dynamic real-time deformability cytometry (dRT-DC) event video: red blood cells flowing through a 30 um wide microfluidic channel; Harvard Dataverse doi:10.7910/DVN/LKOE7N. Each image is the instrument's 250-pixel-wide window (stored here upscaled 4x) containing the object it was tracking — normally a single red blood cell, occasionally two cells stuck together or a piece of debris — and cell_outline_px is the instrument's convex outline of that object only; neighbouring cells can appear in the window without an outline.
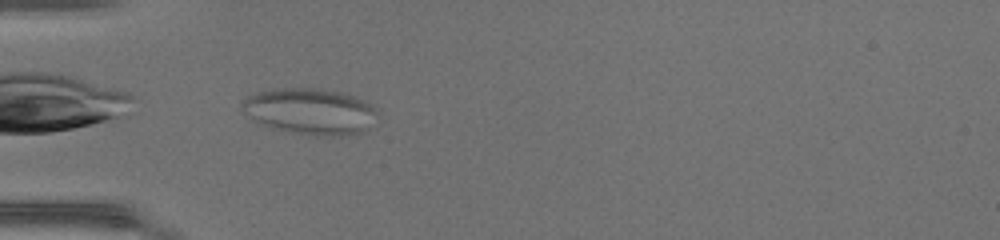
{"species": "common noctule bat (a hibernating species)", "species_latin": "Nyctalus noctula", "temperature_condition": "warm", "stored_images_in_passage": 26, "camera_frame_rate_fps": 3000, "um_per_image_px": 0.085, "animal": {"sex": "female", "body_mass_g": 17.0, "forearm_length_mm": 48.0}, "frame": {"image": 1, "passage_image": 2, "time_ms": 0.333, "image_size_px": [1000, 240], "cell_outline_px": [[376, 112], [368, 128], [364, 132], [340, 136], [312, 136], [288, 132], [272, 128], [260, 124], [252, 120], [240, 108], [240, 104], [248, 96], [256, 92], [276, 88], [320, 88], [340, 92], [352, 96], [376, 108]], "centroid_in_image_um": [26.29, 9.48], "position_along_channel_um": 58.7, "area_um2": 36.53}}
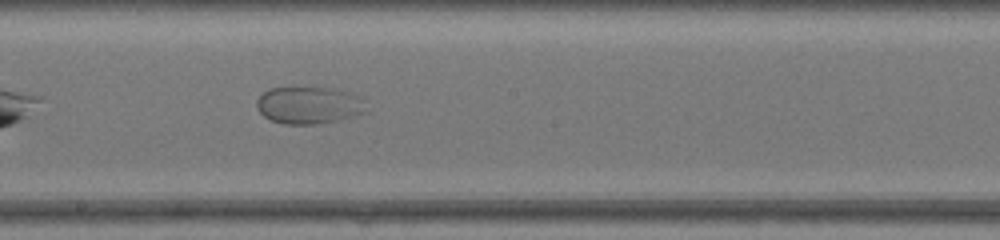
{"frame": {"image": 2, "passage_image": 14, "time_ms": 4.333, "image_size_px": [1000, 240], "cell_outline_px": [[368, 112], [340, 120], [316, 124], [284, 124], [272, 120], [264, 116], [256, 108], [256, 100], [268, 88], [336, 88], [364, 96]], "centroid_in_image_um": [26.33, 8.94], "position_along_channel_um": 221.9, "area_um2": 24.16}}
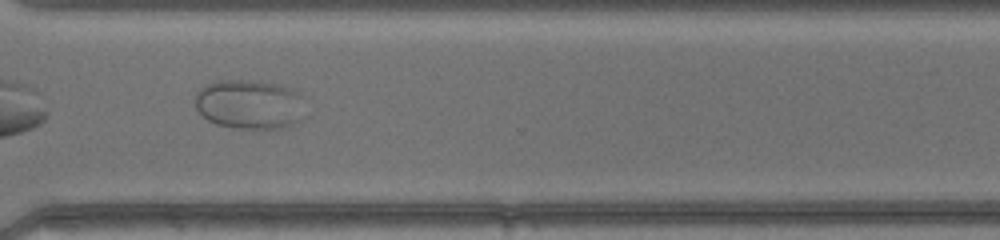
{"frame": {"image": 3, "passage_image": 23, "time_ms": 7.333, "image_size_px": [1000, 240], "cell_outline_px": [[300, 120], [292, 124], [280, 128], [236, 128], [216, 124], [208, 120], [196, 108], [196, 92], [200, 88], [216, 80], [252, 80], [280, 84], [300, 92]], "centroid_in_image_um": [21.15, 8.85], "position_along_channel_um": 349.4, "area_um2": 31.39}}